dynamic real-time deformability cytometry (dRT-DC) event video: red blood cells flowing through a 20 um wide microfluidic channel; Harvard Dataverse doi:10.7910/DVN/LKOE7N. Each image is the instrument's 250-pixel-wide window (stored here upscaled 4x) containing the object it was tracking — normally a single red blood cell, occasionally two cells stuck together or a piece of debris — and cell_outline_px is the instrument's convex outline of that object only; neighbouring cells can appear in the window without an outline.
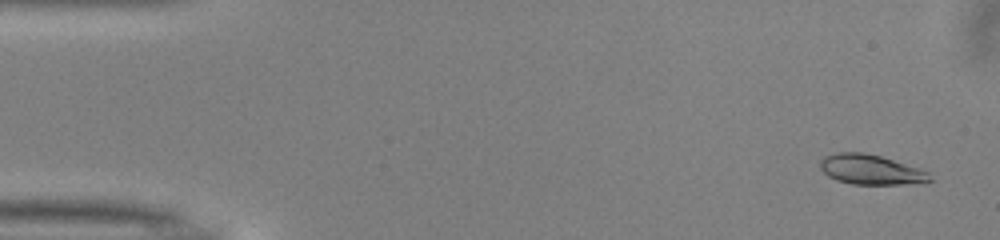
{"species": "common noctule bat (a hibernating species)", "species_latin": "Nyctalus noctula", "temperature_condition": "warm", "stored_images_in_passage": 51, "camera_frame_rate_fps": 3000, "um_per_image_px": 0.085, "animal": {"sex": "male", "body_mass_g": 13.0, "forearm_length_mm": 53.1}, "frame": {"image": 1, "passage_image": 3, "time_ms": 0.667, "image_size_px": [1000, 240], "cell_outline_px": [[932, 180], [924, 184], [852, 184], [836, 180], [828, 176], [820, 168], [820, 160], [824, 156], [840, 152], [864, 152], [880, 156], [928, 172]], "centroid_in_image_um": [74.0, 14.43], "position_along_channel_um": 11.0, "area_um2": 19.02}}
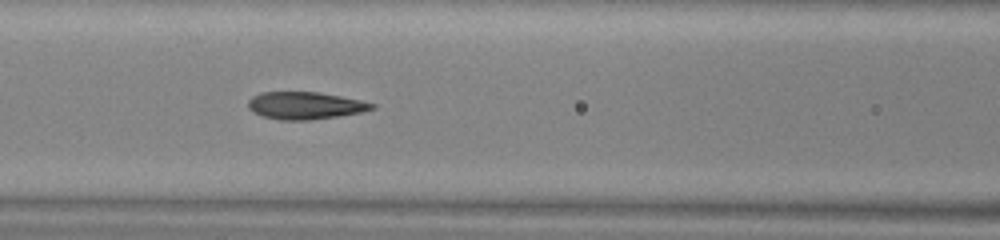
{"frame": {"image": 2, "passage_image": 22, "time_ms": 7.0, "image_size_px": [1000, 240], "cell_outline_px": [[376, 108], [360, 112], [340, 116], [312, 120], [280, 120], [264, 116], [252, 112], [248, 108], [248, 100], [252, 96], [260, 92], [316, 92], [340, 96], [360, 100], [376, 104]], "centroid_in_image_um": [25.92, 8.97], "position_along_channel_um": 140.7, "area_um2": 19.77}}
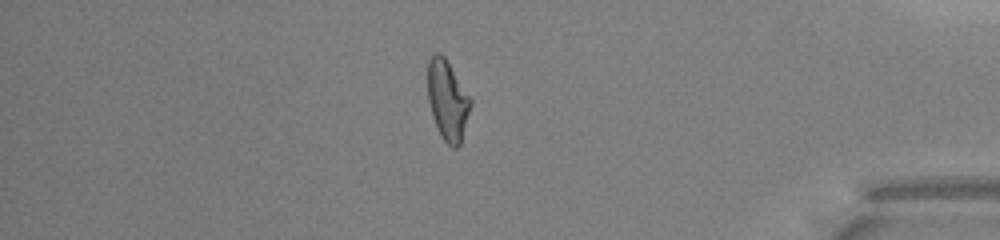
{"frame": {"image": 3, "passage_image": 44, "time_ms": 14.333, "image_size_px": [1000, 240], "cell_outline_px": [[472, 104], [460, 144], [456, 148], [452, 148], [440, 136], [432, 116], [428, 100], [428, 60], [436, 52], [440, 52], [444, 56], [472, 100]], "centroid_in_image_um": [38.04, 8.53], "position_along_channel_um": 397.2, "area_um2": 19.88}, "authors_computed_cell_mechanics": {"area_um2": 19.8832, "velocity_mm_per_s": 4.0237, "shape_relaxation_time_tau1_ms": 3.8321, "shape_relaxation_time_tau2_ms": 0.9729, "deformation_change_tau1": 0.1818, "deformation_change_tau2": 0.0691}}